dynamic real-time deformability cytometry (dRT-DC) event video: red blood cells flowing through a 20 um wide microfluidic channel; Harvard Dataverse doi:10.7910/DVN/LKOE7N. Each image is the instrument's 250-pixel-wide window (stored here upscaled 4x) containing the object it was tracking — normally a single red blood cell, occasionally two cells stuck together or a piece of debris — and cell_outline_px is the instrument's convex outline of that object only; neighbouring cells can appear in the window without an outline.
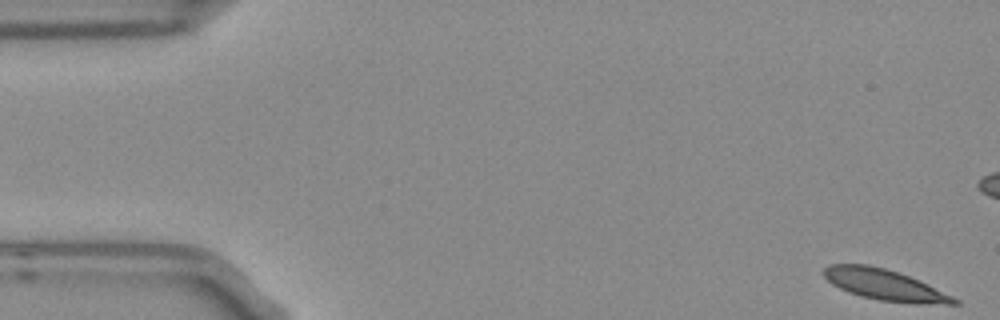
{"species": "Egyptian fruit bat (a non-hibernating species)", "species_latin": "Rousettus aegyptiacus", "temperature_condition": "room temperature", "stored_images_in_passage": 9, "camera_frame_rate_fps": 3000, "um_per_image_px": 0.085, "frame": {"image": 1, "passage_image": 1, "time_ms": 0.0, "image_size_px": [1000, 320], "cell_outline_px": [[960, 304], [916, 304], [880, 300], [860, 296], [848, 292], [832, 284], [824, 276], [824, 268], [828, 264], [868, 264], [884, 268], [920, 280], [960, 300]], "centroid_in_image_um": [75.21, 24.21], "position_along_channel_um": 9.8, "area_um2": 23.41}}